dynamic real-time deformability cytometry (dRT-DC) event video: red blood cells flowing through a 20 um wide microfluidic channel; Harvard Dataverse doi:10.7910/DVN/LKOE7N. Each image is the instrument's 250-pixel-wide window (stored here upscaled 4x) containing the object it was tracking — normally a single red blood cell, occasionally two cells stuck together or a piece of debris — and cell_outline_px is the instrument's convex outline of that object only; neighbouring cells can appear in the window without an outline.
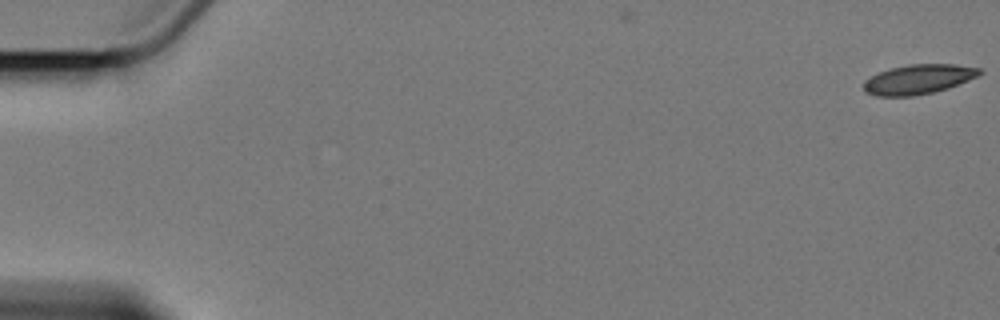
{"species": "Egyptian fruit bat (a non-hibernating species)", "species_latin": "Rousettus aegyptiacus", "temperature_condition": "cold", "stored_images_in_passage": 5, "camera_frame_rate_fps": 3000, "um_per_image_px": 0.085, "animal": {"sex": "female"}, "frame": {"image": 1, "passage_image": 1, "time_ms": 0.0, "image_size_px": [1000, 320], "cell_outline_px": [[984, 72], [980, 76], [948, 88], [932, 92], [912, 96], [876, 96], [864, 92], [864, 80], [888, 68], [908, 64], [956, 64], [980, 68]], "centroid_in_image_um": [78.09, 6.73], "position_along_channel_um": 6.9, "area_um2": 20.17}}
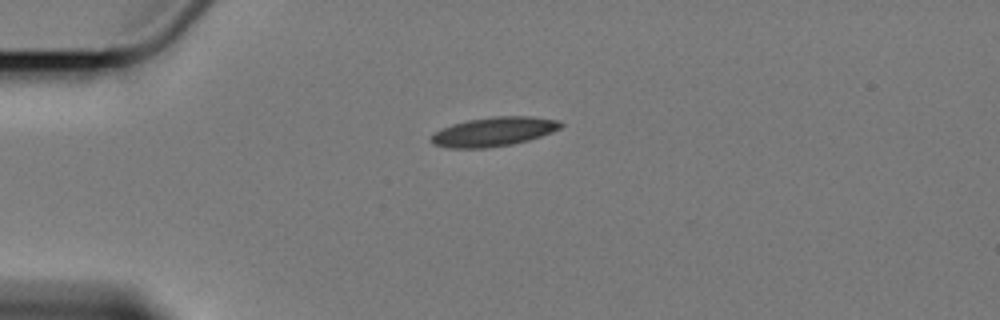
{"frame": {"image": 2, "passage_image": 5, "time_ms": 5.0, "image_size_px": [1000, 320], "cell_outline_px": [[564, 124], [560, 128], [552, 132], [528, 140], [512, 144], [484, 148], [452, 148], [432, 144], [428, 140], [428, 136], [432, 132], [440, 128], [452, 124], [468, 120], [492, 116], [532, 116], [560, 120]], "centroid_in_image_um": [41.91, 11.18], "position_along_channel_um": 43.1, "area_um2": 22.31}}